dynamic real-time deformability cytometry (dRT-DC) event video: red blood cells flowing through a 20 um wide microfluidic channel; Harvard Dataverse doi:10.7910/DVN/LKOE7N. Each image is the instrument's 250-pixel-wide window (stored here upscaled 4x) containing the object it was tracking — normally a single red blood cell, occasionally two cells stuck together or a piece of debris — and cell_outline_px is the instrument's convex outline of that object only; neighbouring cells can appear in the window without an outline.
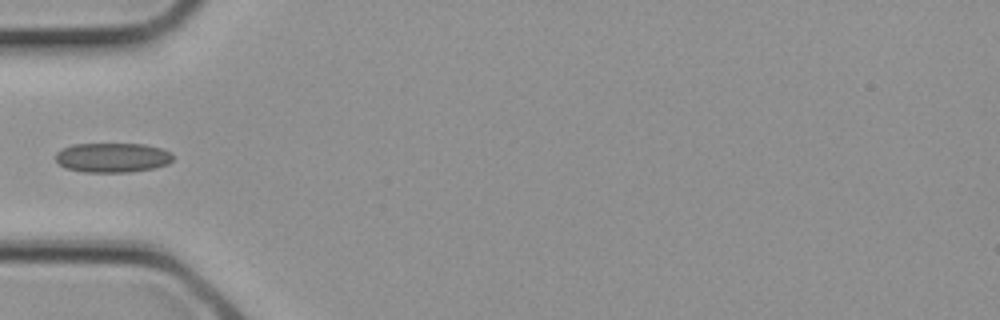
{"species": "common noctule bat (a hibernating species)", "species_latin": "Nyctalus noctula", "temperature_condition": "cold", "stored_images_in_passage": 3, "camera_frame_rate_fps": 3000, "um_per_image_px": 0.085, "animal": {"sex": "female", "body_mass_g": 21.9}, "frame": {"image": 1, "passage_image": 3, "time_ms": 0.667, "image_size_px": [1000, 320], "cell_outline_px": [[172, 160], [168, 164], [152, 168], [128, 172], [84, 172], [64, 168], [56, 160], [56, 152], [72, 144], [144, 144], [160, 148], [172, 152]], "centroid_in_image_um": [9.55, 13.39], "position_along_channel_um": 75.5, "area_um2": 20.17}}